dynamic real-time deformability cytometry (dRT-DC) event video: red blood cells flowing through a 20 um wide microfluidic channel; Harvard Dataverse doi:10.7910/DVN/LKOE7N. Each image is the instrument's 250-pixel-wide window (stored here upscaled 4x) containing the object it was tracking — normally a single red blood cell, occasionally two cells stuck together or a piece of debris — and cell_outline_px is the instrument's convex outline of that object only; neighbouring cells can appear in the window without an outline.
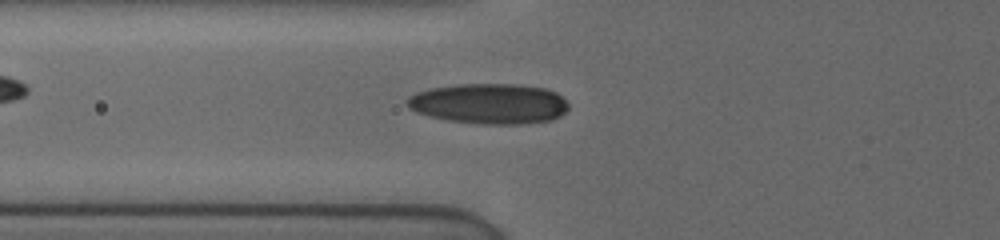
{"species": "human", "species_latin": "Homo sapiens", "temperature_condition": "cold", "stored_images_in_passage": 7, "camera_frame_rate_fps": 3000, "um_per_image_px": 0.085, "donor": {"sex": "female"}, "frame": {"image": 1, "passage_image": 4, "time_ms": 2.667, "image_size_px": [1000, 240], "cell_outline_px": [[568, 108], [560, 116], [552, 120], [524, 124], [476, 124], [448, 120], [428, 116], [416, 112], [408, 108], [404, 100], [408, 96], [416, 92], [428, 88], [456, 84], [520, 84], [544, 88], [556, 92], [568, 104]], "centroid_in_image_um": [41.53, 8.81], "position_along_channel_um": 84.3, "area_um2": 38.44}}
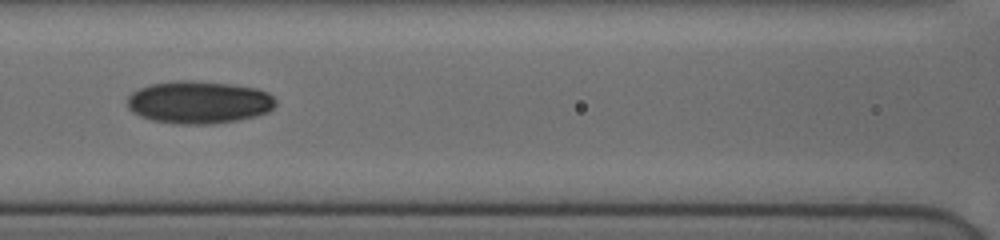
{"frame": {"image": 2, "passage_image": 6, "time_ms": 4.333, "image_size_px": [1000, 240], "cell_outline_px": [[276, 104], [268, 112], [256, 116], [236, 120], [212, 124], [180, 124], [152, 120], [140, 116], [132, 112], [128, 108], [128, 96], [132, 92], [140, 88], [152, 84], [176, 80], [192, 80], [228, 84], [256, 88], [268, 92], [276, 100]], "centroid_in_image_um": [16.9, 8.69], "position_along_channel_um": 149.7, "area_um2": 36.76}}